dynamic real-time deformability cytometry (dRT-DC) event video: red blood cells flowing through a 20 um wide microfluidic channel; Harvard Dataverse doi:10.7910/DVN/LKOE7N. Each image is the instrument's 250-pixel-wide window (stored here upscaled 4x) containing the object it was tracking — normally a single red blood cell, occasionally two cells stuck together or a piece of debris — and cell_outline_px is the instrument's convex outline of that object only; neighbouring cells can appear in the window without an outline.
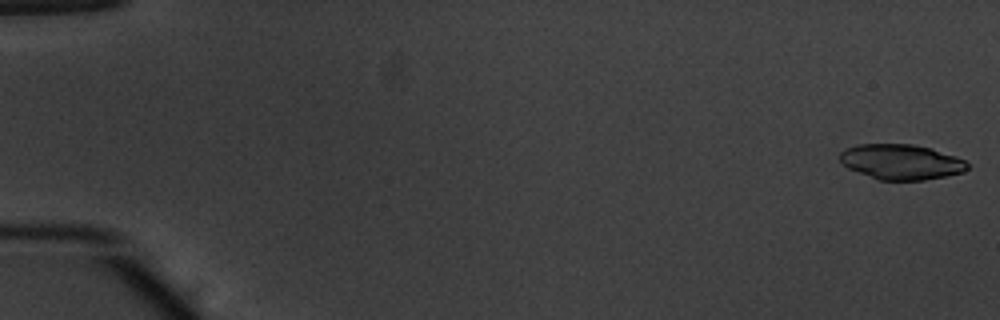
{"species": "common noctule bat (a hibernating species)", "species_latin": "Nyctalus noctula", "temperature_condition": "warm", "stored_images_in_passage": 53, "camera_frame_rate_fps": 3000, "um_per_image_px": 0.085, "animal": {"sex": "male", "body_mass_g": 20.1, "forearm_length_mm": 53.5}, "frame": {"image": 1, "passage_image": 1, "time_ms": 0.0, "image_size_px": [1000, 320], "cell_outline_px": [[968, 168], [964, 172], [924, 180], [880, 180], [848, 168], [840, 164], [840, 152], [856, 144], [912, 144], [932, 148], [956, 156], [964, 160], [968, 164]], "centroid_in_image_um": [76.6, 13.75], "position_along_channel_um": 8.4, "area_um2": 26.18}}
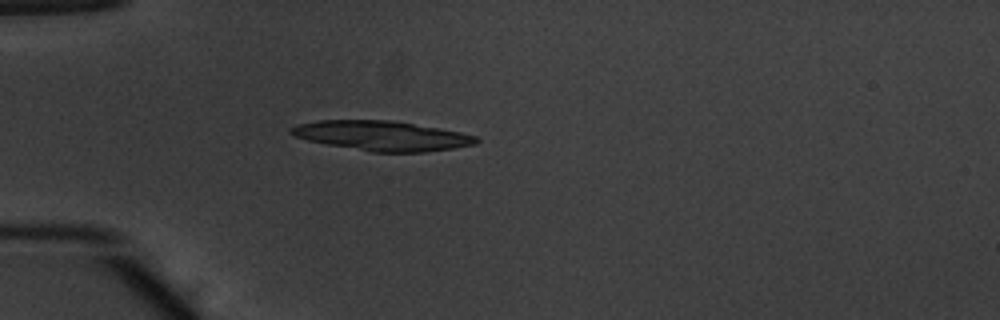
{"frame": {"image": 2, "passage_image": 16, "time_ms": 5.0, "image_size_px": [1000, 320], "cell_outline_px": [[480, 140], [476, 144], [452, 148], [424, 152], [372, 152], [328, 144], [308, 140], [296, 136], [288, 132], [288, 128], [300, 124], [320, 120], [388, 120], [460, 132], [476, 136]], "centroid_in_image_um": [32.45, 11.54], "position_along_channel_um": 52.5, "area_um2": 31.62}}